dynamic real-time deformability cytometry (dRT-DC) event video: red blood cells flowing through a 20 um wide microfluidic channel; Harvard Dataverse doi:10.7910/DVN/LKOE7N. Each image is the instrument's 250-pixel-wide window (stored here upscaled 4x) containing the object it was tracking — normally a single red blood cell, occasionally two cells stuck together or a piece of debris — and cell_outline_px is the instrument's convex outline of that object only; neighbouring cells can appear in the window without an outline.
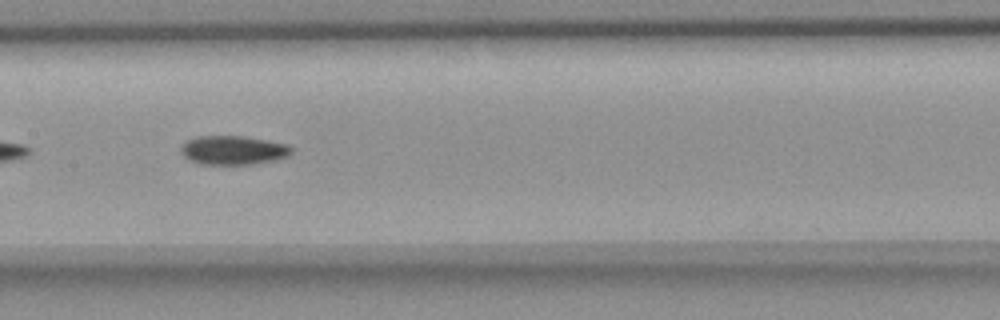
{"species": "common noctule bat (a hibernating species)", "species_latin": "Nyctalus noctula", "temperature_condition": "room temperature", "stored_images_in_passage": 40, "camera_frame_rate_fps": 3000, "um_per_image_px": 0.085, "animal": {"sex": "female", "body_mass_g": 18.4}, "frame": {"image": 1, "passage_image": 12, "time_ms": 3.667, "image_size_px": [1000, 320], "cell_outline_px": [[292, 152], [288, 156], [272, 160], [252, 164], [200, 164], [188, 160], [180, 152], [180, 148], [188, 140], [196, 136], [244, 136], [268, 140], [288, 144], [292, 148]], "centroid_in_image_um": [19.81, 12.76], "position_along_channel_um": 187.6, "area_um2": 18.67}}